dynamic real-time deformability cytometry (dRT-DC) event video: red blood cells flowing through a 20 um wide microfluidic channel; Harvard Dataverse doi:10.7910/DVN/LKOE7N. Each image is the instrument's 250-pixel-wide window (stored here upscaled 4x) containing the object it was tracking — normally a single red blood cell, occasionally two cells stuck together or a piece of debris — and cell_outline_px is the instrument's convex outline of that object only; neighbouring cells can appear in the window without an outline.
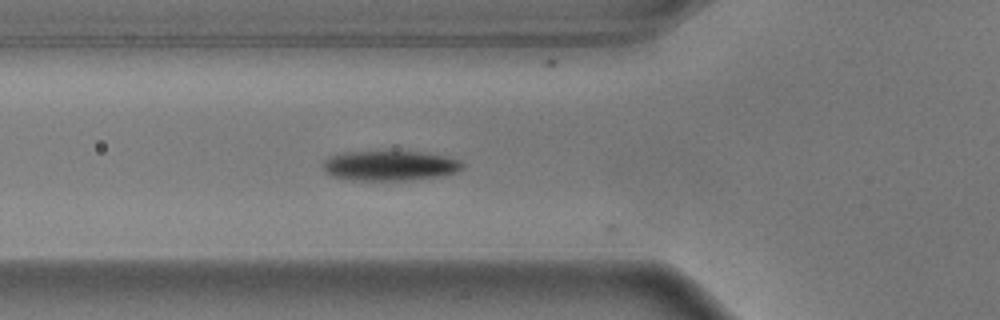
{"species": "common noctule bat (a hibernating species)", "species_latin": "Nyctalus noctula", "temperature_condition": "warm", "stored_images_in_passage": 35, "camera_frame_rate_fps": 3000, "um_per_image_px": 0.085, "animal": {"sex": "male", "body_mass_g": 17.9}, "frame": {"image": 1, "passage_image": 2, "time_ms": 0.333, "image_size_px": [1000, 320], "cell_outline_px": [[464, 168], [456, 172], [436, 176], [408, 180], [348, 180], [332, 176], [324, 172], [324, 160], [332, 156], [344, 152], [416, 152], [444, 156], [460, 160], [464, 164]], "centroid_in_image_um": [33.12, 14.09], "position_along_channel_um": 92.7, "area_um2": 23.99}}
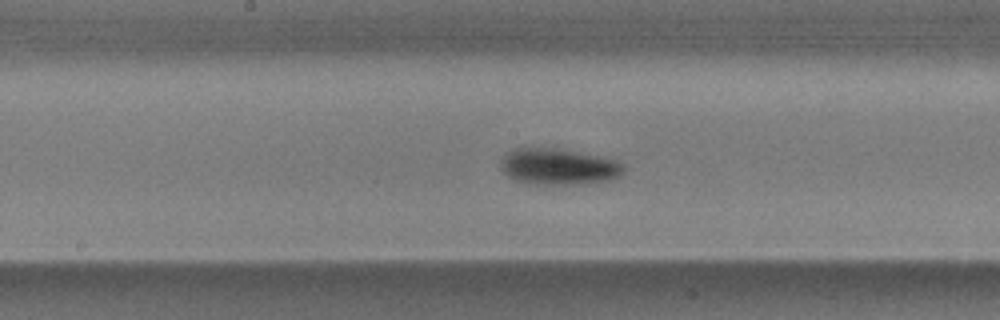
{"frame": {"image": 2, "passage_image": 11, "time_ms": 3.333, "image_size_px": [1000, 320], "cell_outline_px": [[628, 168], [620, 176], [612, 180], [584, 184], [528, 184], [512, 180], [500, 168], [500, 160], [512, 148], [524, 144], [556, 148], [604, 156], [616, 160], [624, 164]], "centroid_in_image_um": [47.46, 14.13], "position_along_channel_um": 200.7, "area_um2": 27.28}}
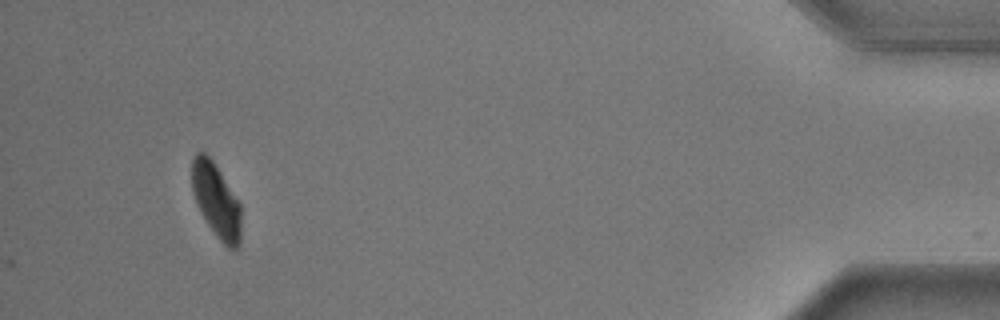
{"frame": {"image": 3, "passage_image": 35, "time_ms": 11.333, "image_size_px": [1000, 320], "cell_outline_px": [[240, 244], [236, 248], [228, 248], [220, 240], [208, 224], [200, 212], [192, 192], [192, 160], [196, 152], [204, 152], [216, 164], [240, 204]], "centroid_in_image_um": [18.36, 17.02], "position_along_channel_um": 416.8, "area_um2": 21.04}, "authors_computed_cell_mechanics": {"area_um2": 24.7384, "velocity_mm_per_s": 3.5887, "shape_relaxation_time_tau1_ms": 1.6971, "shape_relaxation_time_tau2_ms": null, "deformation_change_tau1": 0.1192, "deformation_change_tau2": null}}